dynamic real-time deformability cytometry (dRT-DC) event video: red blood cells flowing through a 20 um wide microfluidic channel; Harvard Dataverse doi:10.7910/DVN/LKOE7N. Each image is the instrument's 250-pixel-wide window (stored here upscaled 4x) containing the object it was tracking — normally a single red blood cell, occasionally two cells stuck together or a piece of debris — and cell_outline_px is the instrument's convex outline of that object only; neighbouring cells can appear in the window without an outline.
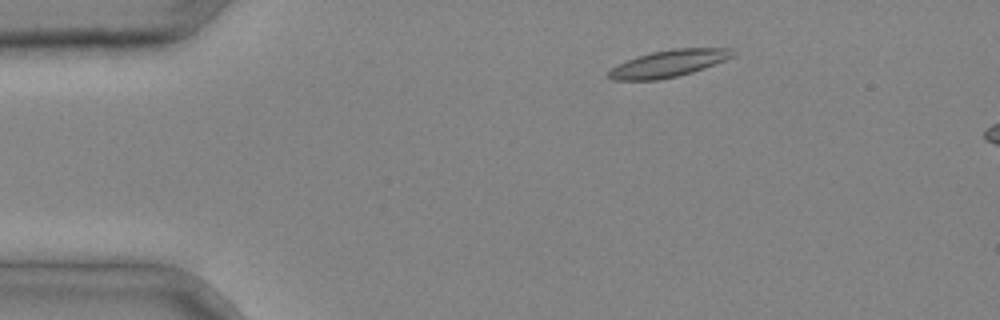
{"species": "common noctule bat (a hibernating species)", "species_latin": "Nyctalus noctula", "temperature_condition": "cold", "stored_images_in_passage": 3, "segment_of_instrument_passage": [1, 2], "camera_frame_rate_fps": 3000, "um_per_image_px": 0.085, "animal": {"sex": "male", "body_mass_g": 20.4}, "frame": {"image": 1, "passage_image": 1, "time_ms": 0.0, "image_size_px": [1000, 320], "cell_outline_px": [[732, 56], [724, 60], [704, 68], [692, 72], [676, 76], [656, 80], [612, 80], [608, 76], [608, 72], [612, 68], [636, 56], [652, 52], [672, 48], [728, 48], [732, 52]], "centroid_in_image_um": [56.79, 5.4], "position_along_channel_um": 28.2, "area_um2": 19.07}}